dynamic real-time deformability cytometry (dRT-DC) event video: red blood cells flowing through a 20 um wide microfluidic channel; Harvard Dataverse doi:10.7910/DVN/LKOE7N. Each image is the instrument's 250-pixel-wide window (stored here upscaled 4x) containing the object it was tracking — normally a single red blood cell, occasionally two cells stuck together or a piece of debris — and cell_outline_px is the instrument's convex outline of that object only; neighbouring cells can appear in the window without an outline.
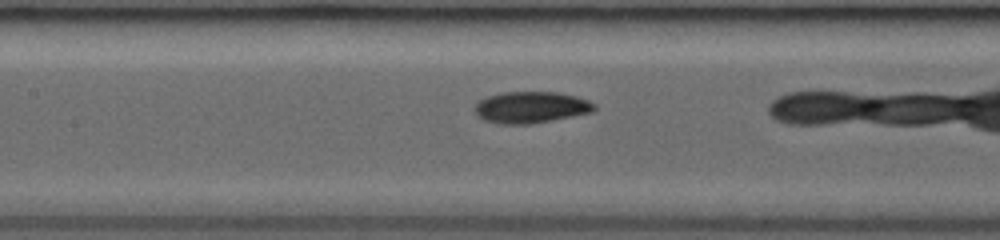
{"species": "common noctule bat (a hibernating species)", "species_latin": "Nyctalus noctula", "temperature_condition": "room temperature", "stored_images_in_passage": 33, "camera_frame_rate_fps": 3000, "um_per_image_px": 0.085, "animal": {"sex": "female", "body_mass_g": 19.0, "forearm_length_mm": 53.3}, "frame": {"image": 1, "passage_image": 11, "time_ms": 5.333, "image_size_px": [1000, 240], "cell_outline_px": [[596, 108], [592, 112], [532, 124], [500, 124], [484, 120], [476, 116], [472, 108], [484, 96], [504, 92], [560, 92], [576, 96], [588, 100], [596, 104]], "centroid_in_image_um": [45.09, 9.12], "position_along_channel_um": 162.3, "area_um2": 22.25}}
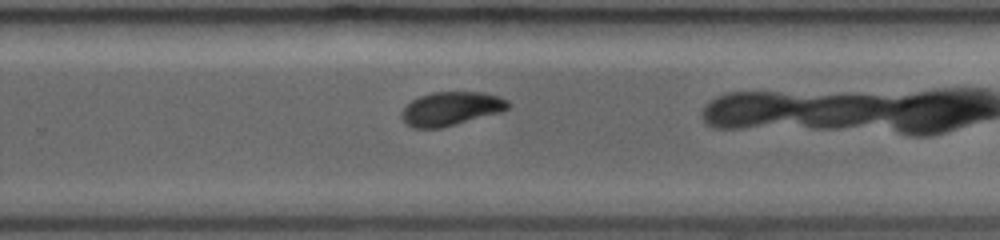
{"frame": {"image": 2, "passage_image": 25, "time_ms": 8.333, "image_size_px": [1000, 240], "cell_outline_px": [[512, 104], [508, 108], [500, 112], [440, 128], [412, 128], [400, 116], [400, 112], [412, 100], [420, 96], [432, 92], [480, 92], [500, 96], [508, 100]], "centroid_in_image_um": [38.34, 9.23], "position_along_channel_um": 291.5, "area_um2": 20.81}}
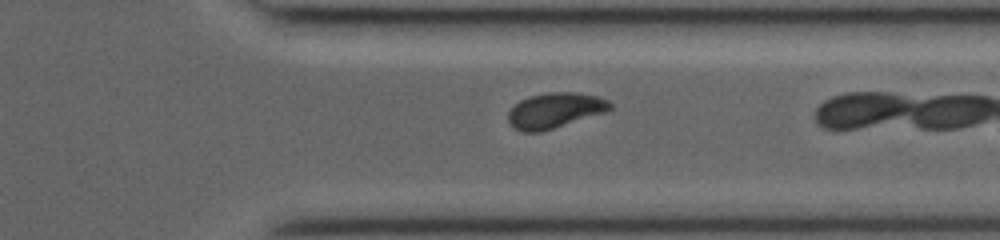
{"frame": {"image": 3, "passage_image": 32, "time_ms": 10.0, "image_size_px": [1000, 240], "cell_outline_px": [[612, 108], [604, 112], [540, 132], [524, 132], [512, 128], [508, 120], [508, 112], [520, 100], [528, 96], [552, 92], [576, 92], [596, 96], [608, 100], [612, 104]], "centroid_in_image_um": [47.13, 9.38], "position_along_channel_um": 364.3, "area_um2": 20.75}}